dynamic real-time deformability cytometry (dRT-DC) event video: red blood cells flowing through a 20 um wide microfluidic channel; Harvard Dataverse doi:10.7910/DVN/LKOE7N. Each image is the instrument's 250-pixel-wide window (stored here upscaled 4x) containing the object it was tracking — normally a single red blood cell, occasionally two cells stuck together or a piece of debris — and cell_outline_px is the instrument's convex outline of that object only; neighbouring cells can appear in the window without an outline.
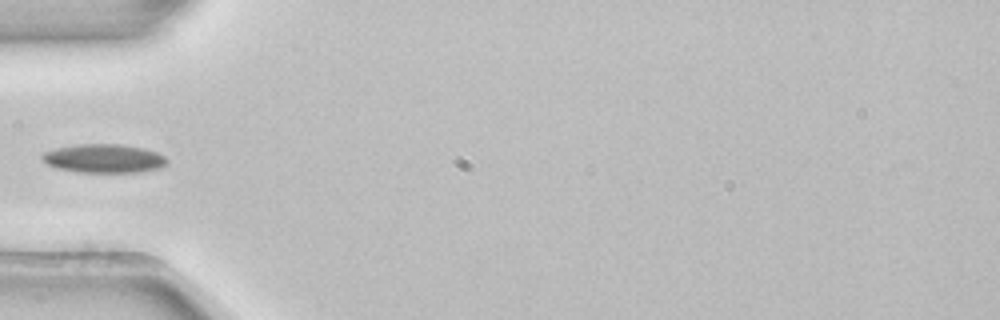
{"species": "common noctule bat (a hibernating species)", "species_latin": "Nyctalus noctula", "temperature_condition": "room temperature", "stored_images_in_passage": 3, "camera_frame_rate_fps": 3000, "um_per_image_px": 0.085, "animal": {"sex": "female", "body_mass_g": 22.7, "forearm_length_mm": 54.2}, "frame": {"image": 1, "passage_image": 3, "time_ms": 0.667, "image_size_px": [1000, 320], "cell_outline_px": [[168, 164], [160, 168], [140, 172], [80, 172], [56, 168], [48, 164], [40, 156], [44, 152], [56, 148], [80, 144], [120, 144], [144, 148], [156, 152], [164, 156], [168, 160]], "centroid_in_image_um": [8.86, 13.47], "position_along_channel_um": 76.1, "area_um2": 20.87}}